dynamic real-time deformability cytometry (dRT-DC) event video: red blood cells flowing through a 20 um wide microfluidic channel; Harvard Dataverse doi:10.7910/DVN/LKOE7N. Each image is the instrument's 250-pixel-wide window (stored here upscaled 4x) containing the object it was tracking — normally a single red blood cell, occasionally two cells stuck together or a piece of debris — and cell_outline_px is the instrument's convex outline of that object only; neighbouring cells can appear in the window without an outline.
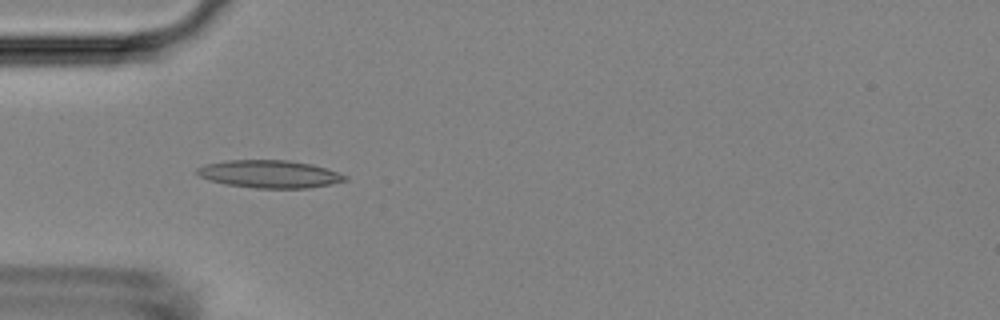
{"species": "Egyptian fruit bat (a non-hibernating species)", "species_latin": "Rousettus aegyptiacus", "temperature_condition": "room temperature", "stored_images_in_passage": 52, "camera_frame_rate_fps": 3000, "um_per_image_px": 0.085, "animal": {"sex": "female"}, "frame": {"image": 1, "passage_image": 15, "time_ms": 4.667, "image_size_px": [1000, 320], "cell_outline_px": [[348, 180], [332, 184], [308, 188], [256, 188], [224, 184], [208, 180], [200, 176], [196, 172], [196, 168], [204, 164], [228, 160], [288, 160], [312, 164], [348, 176]], "centroid_in_image_um": [22.89, 14.79], "position_along_channel_um": 62.1, "area_um2": 23.93}}
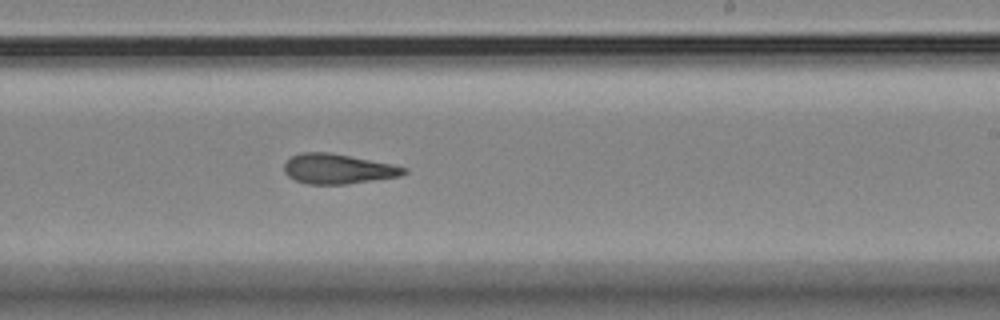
{"frame": {"image": 2, "passage_image": 31, "time_ms": 10.0, "image_size_px": [1000, 320], "cell_outline_px": [[408, 172], [400, 176], [348, 184], [308, 184], [296, 180], [288, 176], [284, 172], [284, 164], [292, 156], [300, 152], [328, 152], [392, 164], [408, 168]], "centroid_in_image_um": [28.72, 14.35], "position_along_channel_um": 260.3, "area_um2": 20.81}}
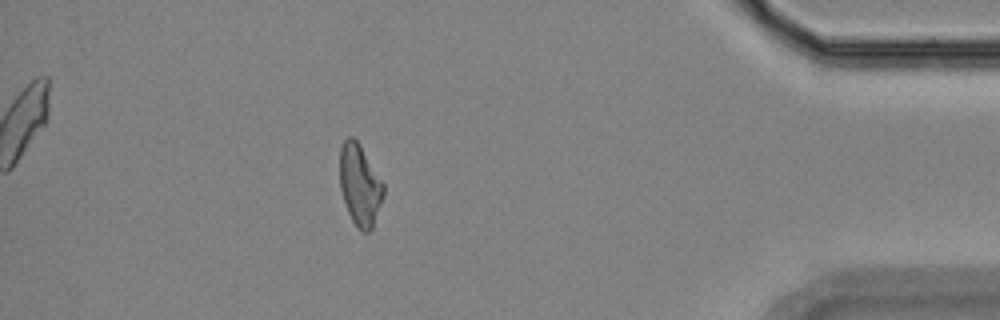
{"frame": {"image": 3, "passage_image": 46, "time_ms": 15.0, "image_size_px": [1000, 320], "cell_outline_px": [[384, 196], [372, 228], [368, 232], [360, 232], [356, 228], [348, 212], [340, 188], [340, 148], [344, 140], [348, 136], [352, 136], [360, 144], [384, 184]], "centroid_in_image_um": [30.59, 15.73], "position_along_channel_um": 404.6, "area_um2": 20.75}, "authors_computed_cell_mechanics": {"area_um2": 21.3571, "velocity_mm_per_s": 3.7388, "shape_relaxation_time_tau1_ms": null, "shape_relaxation_time_tau2_ms": 2.1057, "deformation_change_tau1": null, "deformation_change_tau2": 0.1113}}